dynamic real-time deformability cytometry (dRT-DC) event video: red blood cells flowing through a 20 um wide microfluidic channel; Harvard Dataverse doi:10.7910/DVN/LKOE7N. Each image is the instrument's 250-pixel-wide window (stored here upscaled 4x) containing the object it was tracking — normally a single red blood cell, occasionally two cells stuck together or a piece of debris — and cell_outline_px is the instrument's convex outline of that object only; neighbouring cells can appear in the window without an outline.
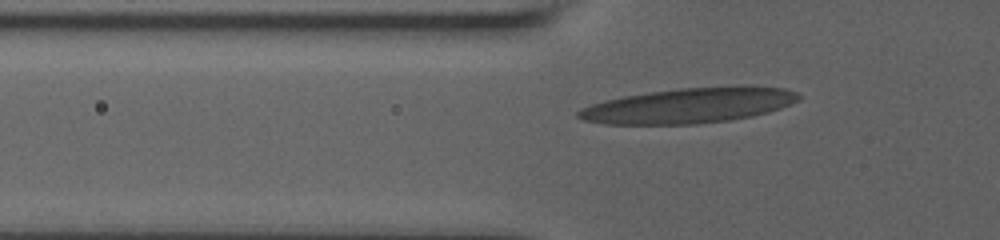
{"species": "human", "species_latin": "Homo sapiens", "temperature_condition": "room temperature", "stored_images_in_passage": 37, "camera_frame_rate_fps": 3000, "um_per_image_px": 0.085, "donor": {"sex": "male"}, "frame": {"image": 1, "passage_image": 5, "time_ms": 1.667, "image_size_px": [1000, 240], "cell_outline_px": [[800, 100], [780, 108], [768, 112], [752, 116], [732, 120], [696, 124], [604, 124], [584, 120], [576, 116], [576, 112], [580, 108], [604, 100], [624, 96], [648, 92], [680, 88], [748, 84], [752, 84], [784, 88], [796, 92], [800, 96]], "centroid_in_image_um": [58.62, 8.95], "position_along_channel_um": 67.2, "area_um2": 45.84}}
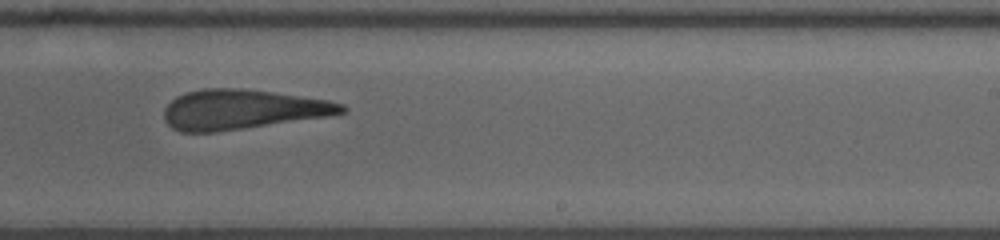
{"frame": {"image": 2, "passage_image": 20, "time_ms": 7.333, "image_size_px": [1000, 240], "cell_outline_px": [[348, 108], [344, 112], [324, 116], [216, 132], [180, 132], [172, 128], [164, 120], [164, 108], [176, 96], [184, 92], [204, 88], [240, 88], [272, 92], [328, 100], [344, 104]], "centroid_in_image_um": [20.52, 9.29], "position_along_channel_um": 268.5, "area_um2": 40.75}}
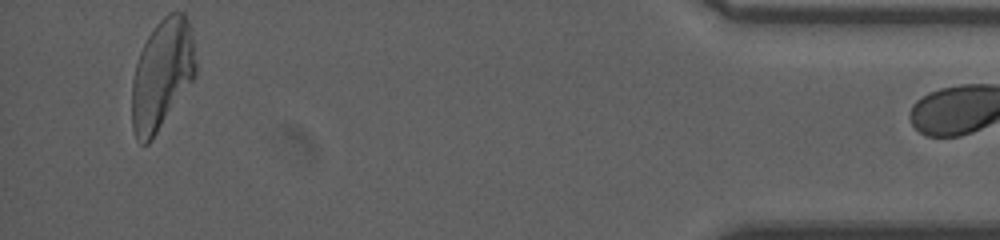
{"frame": {"image": 3, "passage_image": 36, "time_ms": 13.333, "image_size_px": [1000, 240], "cell_outline_px": [[196, 76], [152, 140], [148, 144], [140, 144], [136, 140], [132, 128], [132, 80], [136, 64], [140, 52], [148, 36], [156, 24], [168, 12], [184, 12], [188, 16], [196, 60]], "centroid_in_image_um": [13.77, 6.34], "position_along_channel_um": 421.4, "area_um2": 41.15}}